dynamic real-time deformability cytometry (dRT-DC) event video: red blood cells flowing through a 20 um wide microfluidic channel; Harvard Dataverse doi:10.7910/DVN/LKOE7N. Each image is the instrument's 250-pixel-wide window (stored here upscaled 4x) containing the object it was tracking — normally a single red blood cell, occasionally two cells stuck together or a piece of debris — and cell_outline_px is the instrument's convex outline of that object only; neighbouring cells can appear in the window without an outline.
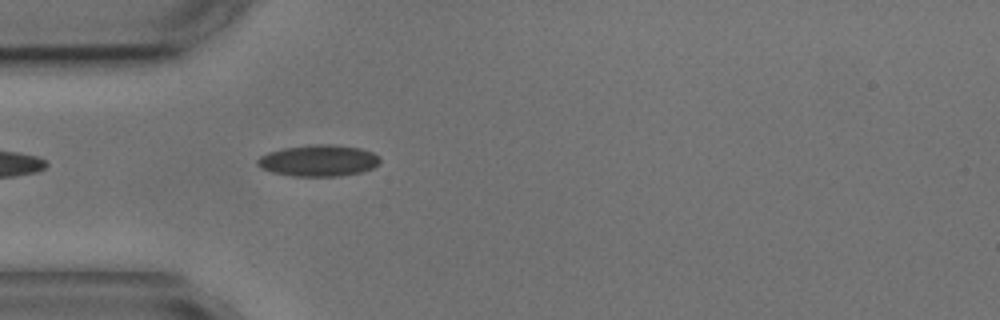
{"species": "common noctule bat (a hibernating species)", "species_latin": "Nyctalus noctula", "temperature_condition": "cold", "stored_images_in_passage": 3, "camera_frame_rate_fps": 3000, "um_per_image_px": 0.085, "animal": {"sex": "male", "body_mass_g": 17.9, "forearm_length_mm": 54.2}, "frame": {"image": 1, "passage_image": 3, "time_ms": 3.333, "image_size_px": [1000, 320], "cell_outline_px": [[380, 164], [372, 168], [360, 172], [336, 176], [292, 176], [272, 172], [260, 168], [256, 164], [256, 160], [260, 156], [268, 152], [284, 148], [316, 144], [332, 144], [360, 148], [372, 152], [380, 156]], "centroid_in_image_um": [27.07, 13.65], "position_along_channel_um": 57.9, "area_um2": 22.48}}